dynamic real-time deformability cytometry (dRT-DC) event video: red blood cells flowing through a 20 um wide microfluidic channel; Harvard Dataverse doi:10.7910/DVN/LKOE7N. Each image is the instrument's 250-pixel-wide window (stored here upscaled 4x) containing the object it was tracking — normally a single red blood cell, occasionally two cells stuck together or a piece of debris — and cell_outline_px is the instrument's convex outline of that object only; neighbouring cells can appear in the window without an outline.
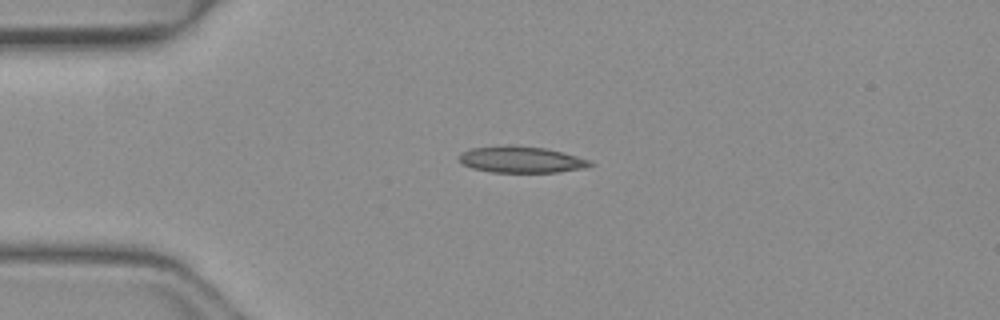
{"species": "common noctule bat (a hibernating species)", "species_latin": "Nyctalus noctula", "temperature_condition": "warm", "stored_images_in_passage": 37, "camera_frame_rate_fps": 3000, "um_per_image_px": 0.085, "animal": {"sex": "female", "body_mass_g": 19.3, "forearm_length_mm": 54.1}, "frame": {"image": 1, "passage_image": 4, "time_ms": 1.0, "image_size_px": [1000, 320], "cell_outline_px": [[596, 164], [584, 168], [556, 172], [492, 172], [472, 168], [460, 164], [460, 152], [472, 148], [544, 148], [576, 156], [588, 160]], "centroid_in_image_um": [44.31, 13.62], "position_along_channel_um": 40.7, "area_um2": 19.07}}
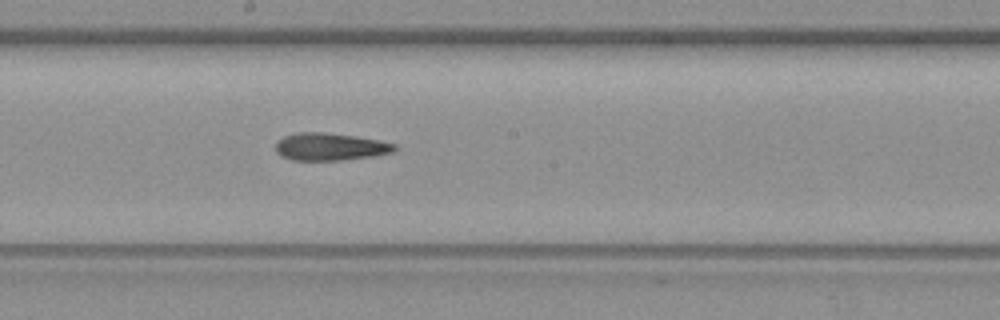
{"frame": {"image": 2, "passage_image": 19, "time_ms": 6.0, "image_size_px": [1000, 320], "cell_outline_px": [[396, 148], [392, 152], [376, 156], [344, 160], [292, 160], [280, 156], [276, 152], [276, 140], [284, 136], [296, 132], [324, 132], [356, 136], [380, 140], [396, 144]], "centroid_in_image_um": [28.04, 12.47], "position_along_channel_um": 220.2, "area_um2": 19.31}}
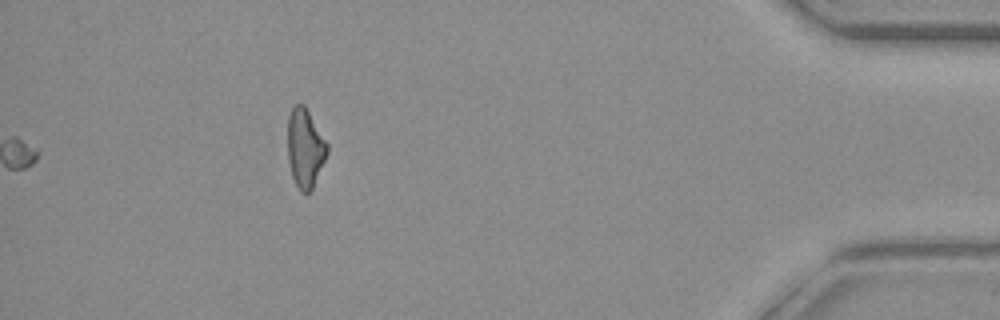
{"frame": {"image": 3, "passage_image": 37, "time_ms": 12.0, "image_size_px": [1000, 320], "cell_outline_px": [[328, 152], [312, 188], [308, 192], [300, 192], [292, 176], [288, 160], [288, 116], [292, 108], [296, 104], [304, 104], [328, 144]], "centroid_in_image_um": [25.92, 12.57], "position_along_channel_um": 409.3, "area_um2": 17.92}, "authors_computed_cell_mechanics": {"area_um2": 19.1318, "velocity_mm_per_s": 4.1303, "shape_relaxation_time_tau1_ms": null, "shape_relaxation_time_tau2_ms": 2.3204, "deformation_change_tau1": null, "deformation_change_tau2": 0.1177}}